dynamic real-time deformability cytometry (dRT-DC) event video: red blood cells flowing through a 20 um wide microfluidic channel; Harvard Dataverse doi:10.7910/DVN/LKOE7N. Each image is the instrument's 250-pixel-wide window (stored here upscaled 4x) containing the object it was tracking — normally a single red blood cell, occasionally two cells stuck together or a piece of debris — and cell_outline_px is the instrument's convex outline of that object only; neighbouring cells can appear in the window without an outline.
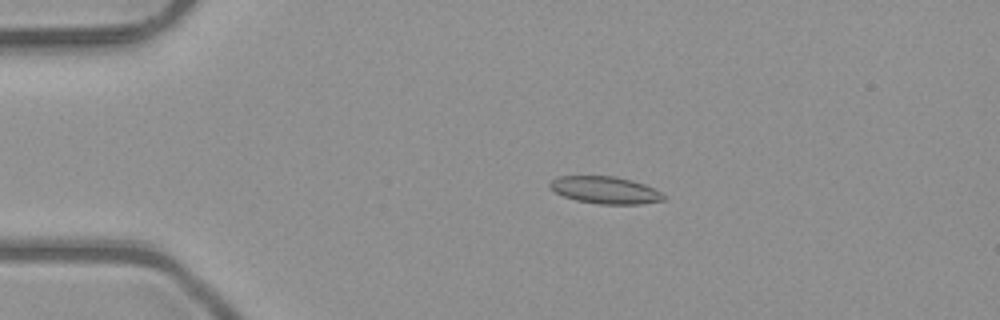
{"species": "common noctule bat (a hibernating species)", "species_latin": "Nyctalus noctula", "temperature_condition": "room temperature", "stored_images_in_passage": 2, "camera_frame_rate_fps": 3000, "um_per_image_px": 0.085, "animal": {"sex": "male", "body_mass_g": 23.1, "forearm_length_mm": 52.7}, "frame": {"image": 1, "passage_image": 1, "time_ms": 0.0, "image_size_px": [1000, 320], "cell_outline_px": [[664, 200], [640, 204], [600, 204], [576, 200], [564, 196], [556, 192], [548, 184], [556, 176], [616, 176], [632, 180], [644, 184], [660, 192], [664, 196]], "centroid_in_image_um": [51.43, 16.15], "position_along_channel_um": 33.6, "area_um2": 17.86}}